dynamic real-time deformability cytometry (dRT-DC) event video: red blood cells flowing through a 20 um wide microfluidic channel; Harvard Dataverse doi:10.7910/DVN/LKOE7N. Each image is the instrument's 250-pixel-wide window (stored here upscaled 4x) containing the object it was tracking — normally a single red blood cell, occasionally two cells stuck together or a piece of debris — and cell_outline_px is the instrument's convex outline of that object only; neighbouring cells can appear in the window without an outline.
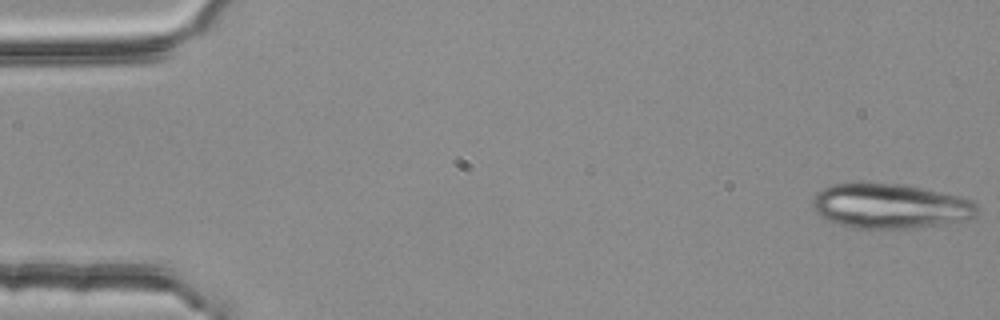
{"species": "common noctule bat (a hibernating species)", "species_latin": "Nyctalus noctula", "temperature_condition": "room temperature", "stored_images_in_passage": 4, "camera_frame_rate_fps": 3000, "um_per_image_px": 0.085, "animal": {"sex": "female", "body_mass_g": 25.1}, "frame": {"image": 1, "passage_image": 1, "time_ms": 0.0, "image_size_px": [1000, 320], "cell_outline_px": [[980, 208], [976, 216], [972, 220], [912, 228], [856, 228], [840, 224], [828, 220], [820, 216], [816, 212], [812, 204], [812, 200], [816, 192], [832, 184], [860, 180], [904, 184], [956, 196], [972, 200]], "centroid_in_image_um": [75.65, 17.48], "position_along_channel_um": 9.3, "area_um2": 43.81}}